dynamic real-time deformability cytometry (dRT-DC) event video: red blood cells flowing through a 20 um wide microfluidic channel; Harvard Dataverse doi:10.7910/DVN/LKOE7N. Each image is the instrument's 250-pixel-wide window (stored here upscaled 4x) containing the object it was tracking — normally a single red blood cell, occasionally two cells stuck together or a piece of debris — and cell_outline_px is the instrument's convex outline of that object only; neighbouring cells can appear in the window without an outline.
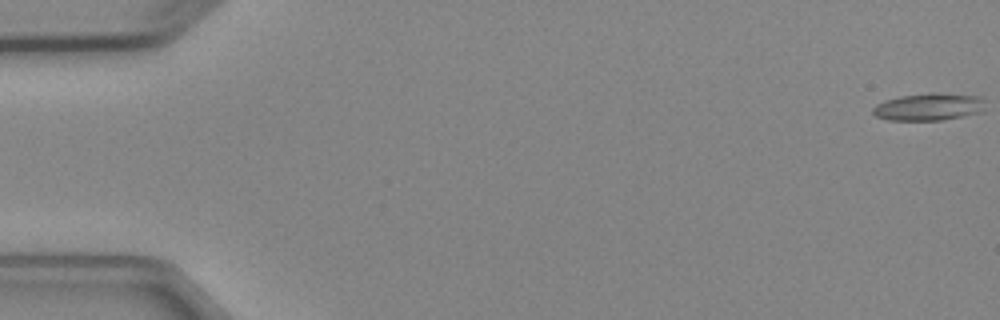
{"species": "Egyptian fruit bat (a non-hibernating species)", "species_latin": "Rousettus aegyptiacus", "temperature_condition": "cold", "stored_images_in_passage": 6, "camera_frame_rate_fps": 3000, "um_per_image_px": 0.085, "animal": {"sex": "female"}, "frame": {"image": 1, "passage_image": 1, "time_ms": 0.0, "image_size_px": [1000, 320], "cell_outline_px": [[984, 100], [980, 112], [964, 116], [940, 120], [888, 120], [876, 116], [872, 112], [872, 108], [876, 104], [884, 100], [900, 96], [928, 92], [936, 92], [980, 96]], "centroid_in_image_um": [78.9, 9.07], "position_along_channel_um": 6.1, "area_um2": 17.98}}
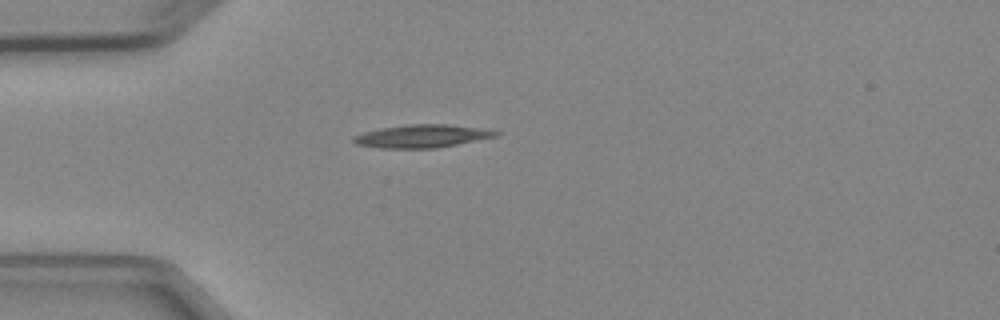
{"frame": {"image": 2, "passage_image": 5, "time_ms": 4.667, "image_size_px": [1000, 320], "cell_outline_px": [[500, 132], [496, 136], [436, 148], [380, 148], [356, 144], [352, 140], [352, 136], [364, 132], [380, 128], [408, 124], [448, 124], [488, 128]], "centroid_in_image_um": [35.87, 11.56], "position_along_channel_um": 49.1, "area_um2": 19.07}}